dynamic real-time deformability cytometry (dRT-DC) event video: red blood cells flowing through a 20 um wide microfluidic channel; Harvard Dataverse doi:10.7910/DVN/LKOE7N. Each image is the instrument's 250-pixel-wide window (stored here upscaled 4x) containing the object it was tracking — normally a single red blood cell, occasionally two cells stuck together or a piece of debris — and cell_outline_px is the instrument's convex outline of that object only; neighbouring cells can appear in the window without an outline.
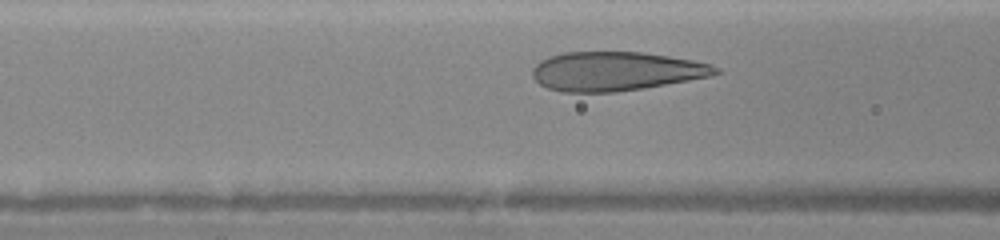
{"species": "human", "species_latin": "Homo sapiens", "temperature_condition": "warm", "stored_images_in_passage": 26, "camera_frame_rate_fps": 3000, "um_per_image_px": 0.085, "donor": {"sex": "female"}, "frame": {"image": 1, "passage_image": 7, "time_ms": 2.0, "image_size_px": [1000, 240], "cell_outline_px": [[720, 72], [708, 76], [688, 80], [644, 88], [616, 92], [564, 92], [548, 88], [540, 84], [532, 76], [532, 68], [540, 60], [564, 52], [644, 52], [692, 60], [712, 64], [720, 68]], "centroid_in_image_um": [52.34, 6.05], "position_along_channel_um": 114.3, "area_um2": 41.5}}
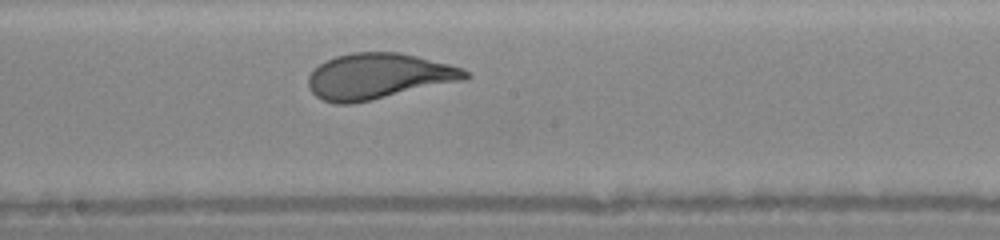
{"frame": {"image": 2, "passage_image": 14, "time_ms": 4.333, "image_size_px": [1000, 240], "cell_outline_px": [[472, 76], [468, 80], [352, 104], [336, 104], [320, 100], [308, 88], [308, 76], [320, 64], [336, 56], [352, 52], [400, 52], [464, 68]], "centroid_in_image_um": [32.2, 6.49], "position_along_channel_um": 216.0, "area_um2": 42.14}}
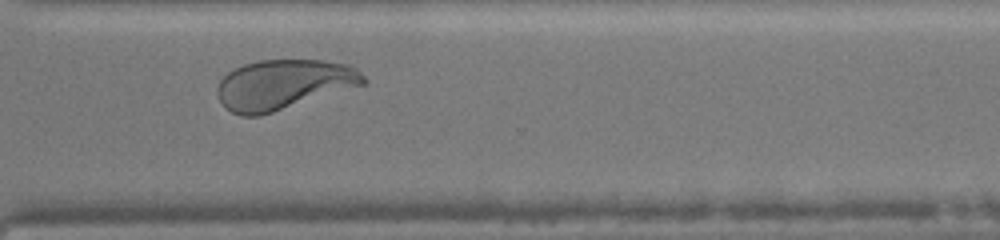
{"frame": {"image": 3, "passage_image": 23, "time_ms": 7.333, "image_size_px": [1000, 240], "cell_outline_px": [[368, 80], [364, 84], [260, 116], [240, 116], [224, 108], [216, 92], [216, 88], [220, 80], [228, 72], [244, 64], [260, 60], [324, 60], [348, 64], [356, 68]], "centroid_in_image_um": [24.08, 7.18], "position_along_channel_um": 346.5, "area_um2": 42.43}}